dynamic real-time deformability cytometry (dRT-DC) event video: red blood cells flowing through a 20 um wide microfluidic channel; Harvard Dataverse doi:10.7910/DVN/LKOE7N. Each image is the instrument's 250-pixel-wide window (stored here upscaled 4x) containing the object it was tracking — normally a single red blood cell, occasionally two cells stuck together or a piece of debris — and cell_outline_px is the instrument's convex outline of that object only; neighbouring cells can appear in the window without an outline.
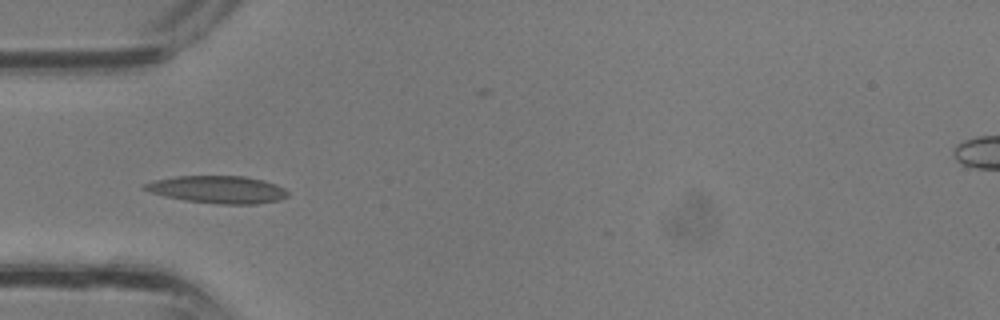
{"species": "common noctule bat (a hibernating species)", "species_latin": "Nyctalus noctula", "temperature_condition": "room temperature", "stored_images_in_passage": 23, "camera_frame_rate_fps": 3000, "um_per_image_px": 0.085, "animal": {"sex": "male", "body_mass_g": 13.3}, "frame": {"image": 1, "passage_image": 4, "time_ms": 1.0, "image_size_px": [1000, 320], "cell_outline_px": [[288, 196], [280, 200], [256, 204], [216, 204], [184, 200], [164, 196], [140, 188], [144, 184], [156, 180], [176, 176], [244, 176], [264, 180], [276, 184], [284, 188], [288, 192]], "centroid_in_image_um": [18.53, 16.11], "position_along_channel_um": 66.5, "area_um2": 22.95}}
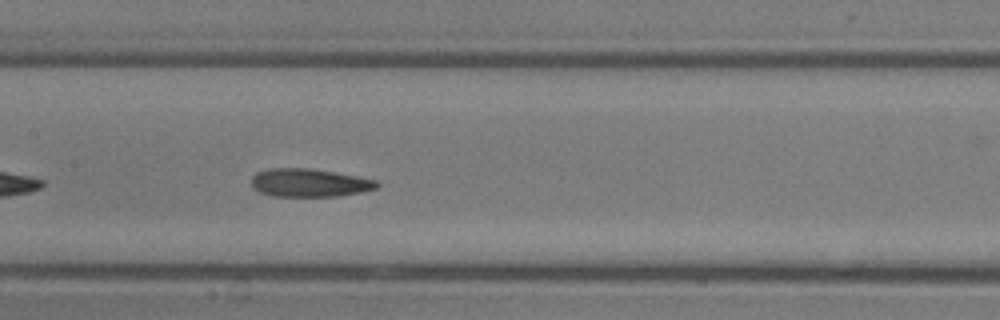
{"frame": {"image": 2, "passage_image": 10, "time_ms": 3.0, "image_size_px": [1000, 320], "cell_outline_px": [[380, 184], [376, 188], [360, 192], [340, 196], [272, 196], [260, 192], [252, 188], [252, 176], [256, 172], [272, 168], [308, 168], [380, 180]], "centroid_in_image_um": [26.29, 15.54], "position_along_channel_um": 181.1, "area_um2": 20.58}}
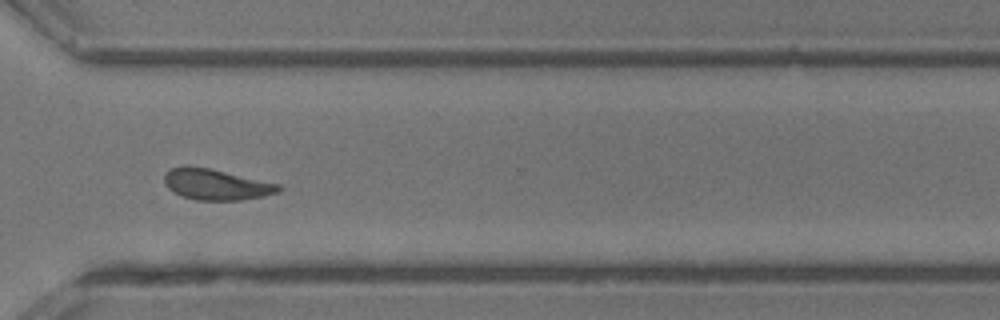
{"frame": {"image": 3, "passage_image": 19, "time_ms": 6.0, "image_size_px": [1000, 320], "cell_outline_px": [[284, 188], [280, 192], [264, 196], [240, 200], [196, 200], [184, 196], [168, 188], [164, 184], [164, 176], [172, 168], [184, 164], [188, 164], [208, 168], [280, 184]], "centroid_in_image_um": [18.39, 15.67], "position_along_channel_um": 352.2, "area_um2": 20.58}}